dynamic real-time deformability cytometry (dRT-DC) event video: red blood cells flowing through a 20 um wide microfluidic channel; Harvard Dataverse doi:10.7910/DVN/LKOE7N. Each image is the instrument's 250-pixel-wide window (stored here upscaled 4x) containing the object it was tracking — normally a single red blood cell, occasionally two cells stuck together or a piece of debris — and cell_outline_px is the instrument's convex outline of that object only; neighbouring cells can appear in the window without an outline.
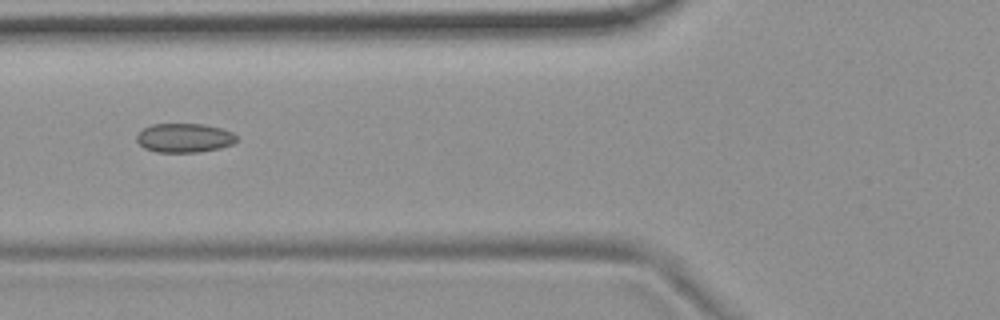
{"species": "common noctule bat (a hibernating species)", "species_latin": "Nyctalus noctula", "temperature_condition": "room temperature", "stored_images_in_passage": 6, "camera_frame_rate_fps": 3000, "um_per_image_px": 0.085, "animal": {"sex": "female", "body_mass_g": 19.9}, "frame": {"image": 1, "passage_image": 5, "time_ms": 1.333, "image_size_px": [1000, 320], "cell_outline_px": [[236, 140], [232, 144], [220, 148], [200, 152], [156, 152], [144, 148], [136, 140], [136, 136], [144, 128], [152, 124], [204, 124], [220, 128], [232, 132], [236, 136]], "centroid_in_image_um": [15.66, 11.72], "position_along_channel_um": 110.1, "area_um2": 16.88}}
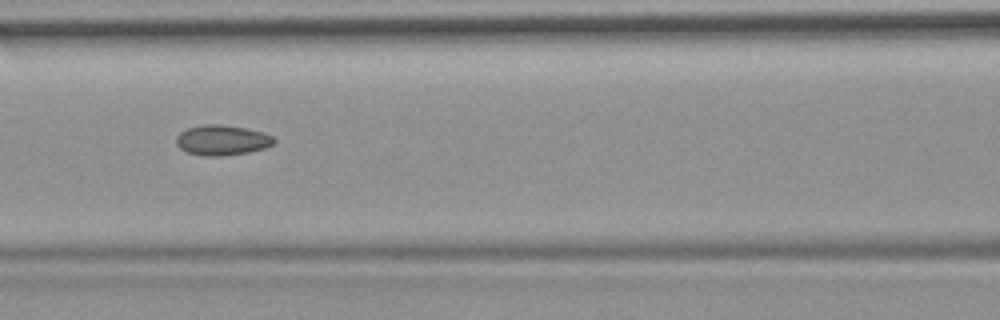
{"frame": {"image": 2, "passage_image": 6, "time_ms": 1.667, "image_size_px": [1000, 320], "cell_outline_px": [[276, 140], [272, 144], [264, 148], [248, 152], [220, 156], [204, 156], [188, 152], [180, 148], [176, 144], [176, 136], [180, 132], [188, 128], [200, 124], [220, 124], [244, 128], [264, 132], [272, 136]], "centroid_in_image_um": [18.85, 11.9], "position_along_channel_um": 147.7, "area_um2": 17.17}}